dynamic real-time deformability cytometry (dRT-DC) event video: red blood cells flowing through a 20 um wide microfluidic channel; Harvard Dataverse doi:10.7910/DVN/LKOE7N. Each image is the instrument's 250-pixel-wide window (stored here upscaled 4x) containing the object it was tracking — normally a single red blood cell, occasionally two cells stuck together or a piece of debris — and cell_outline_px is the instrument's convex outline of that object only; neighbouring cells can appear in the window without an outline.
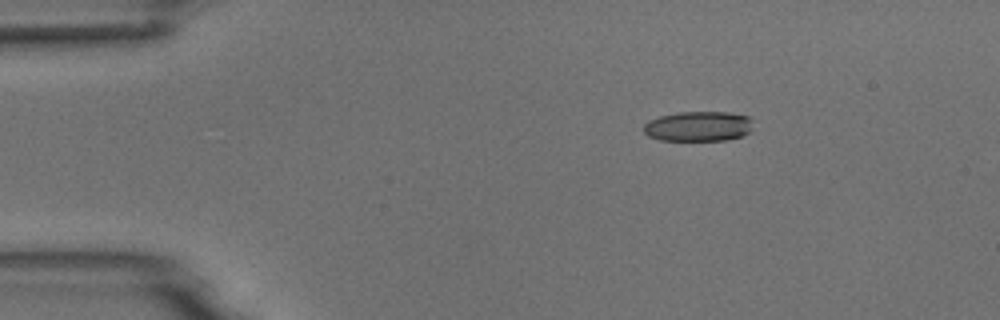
{"species": "common noctule bat (a hibernating species)", "species_latin": "Nyctalus noctula", "temperature_condition": "room temperature", "stored_images_in_passage": 4, "camera_frame_rate_fps": 3000, "um_per_image_px": 0.085, "animal": {"sex": "male", "body_mass_g": 18.8}, "frame": {"image": 1, "passage_image": 1, "time_ms": 0.0, "image_size_px": [1000, 320], "cell_outline_px": [[752, 132], [728, 140], [660, 140], [648, 136], [644, 132], [644, 124], [648, 120], [660, 116], [680, 112], [728, 112], [748, 116], [752, 120]], "centroid_in_image_um": [59.38, 10.73], "position_along_channel_um": 25.6, "area_um2": 19.25}}
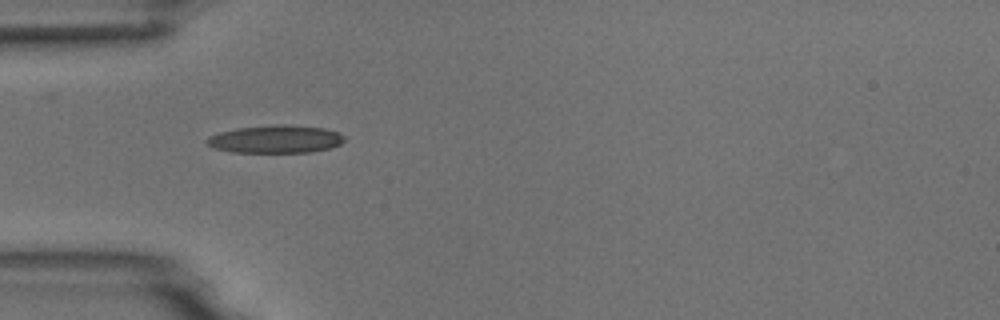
{"frame": {"image": 2, "passage_image": 3, "time_ms": 2.667, "image_size_px": [1000, 320], "cell_outline_px": [[344, 140], [340, 144], [332, 148], [312, 152], [232, 152], [212, 148], [204, 140], [208, 136], [220, 132], [236, 128], [276, 124], [288, 124], [324, 128], [336, 132], [344, 136]], "centroid_in_image_um": [23.4, 11.82], "position_along_channel_um": 61.6, "area_um2": 22.48}}